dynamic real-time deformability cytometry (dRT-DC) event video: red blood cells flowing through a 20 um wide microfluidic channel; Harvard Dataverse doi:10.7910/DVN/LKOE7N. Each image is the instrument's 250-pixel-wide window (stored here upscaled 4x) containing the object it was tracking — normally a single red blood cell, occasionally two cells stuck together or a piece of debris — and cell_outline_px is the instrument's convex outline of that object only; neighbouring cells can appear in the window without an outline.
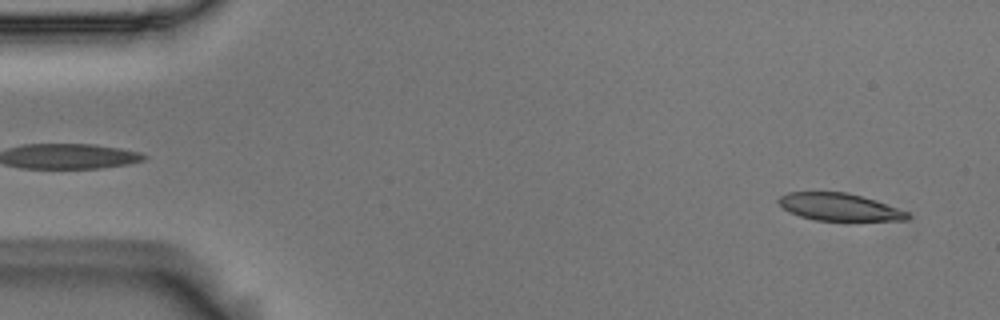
{"species": "Egyptian fruit bat (a non-hibernating species)", "species_latin": "Rousettus aegyptiacus", "temperature_condition": "room temperature", "stored_images_in_passage": 54, "camera_frame_rate_fps": 3000, "um_per_image_px": 0.085, "animal": {"sex": "male"}, "frame": {"image": 1, "passage_image": 3, "time_ms": 0.667, "image_size_px": [1000, 320], "cell_outline_px": [[912, 216], [908, 220], [816, 220], [800, 216], [788, 212], [776, 200], [780, 196], [788, 192], [848, 192], [908, 212]], "centroid_in_image_um": [71.29, 17.59], "position_along_channel_um": 13.7, "area_um2": 20.23}}
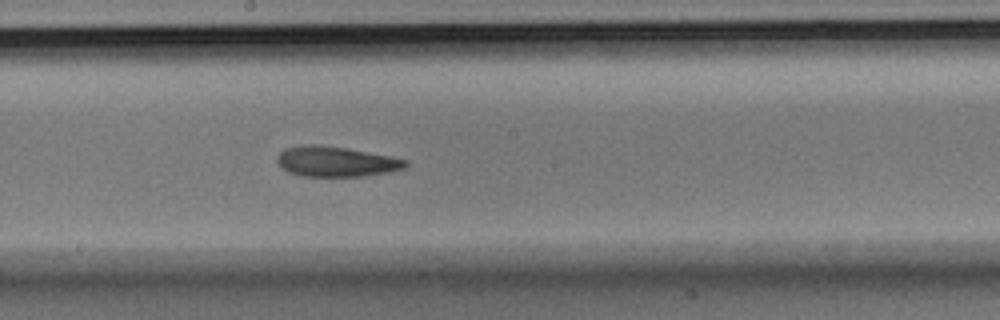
{"frame": {"image": 2, "passage_image": 29, "time_ms": 9.333, "image_size_px": [1000, 320], "cell_outline_px": [[408, 164], [404, 168], [388, 172], [364, 176], [304, 176], [288, 172], [276, 160], [276, 156], [284, 148], [304, 144], [320, 144], [348, 148], [392, 156], [408, 160]], "centroid_in_image_um": [28.56, 13.71], "position_along_channel_um": 219.6, "area_um2": 22.77}}
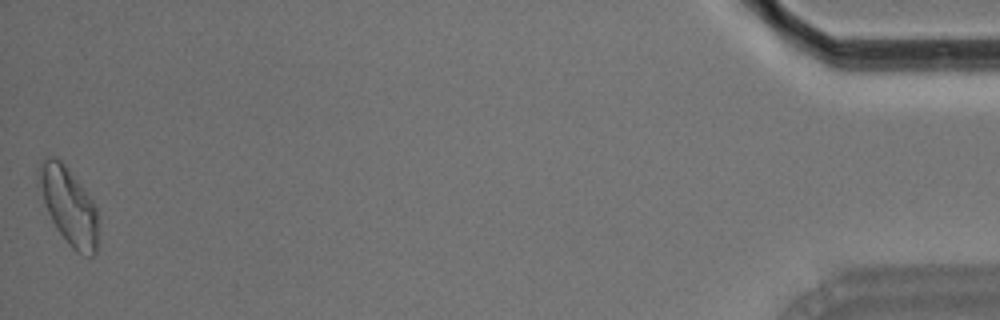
{"frame": {"image": 3, "passage_image": 54, "time_ms": 17.667, "image_size_px": [1000, 320], "cell_outline_px": [[96, 252], [92, 256], [88, 256], [76, 252], [68, 244], [56, 228], [48, 212], [36, 184], [36, 168], [48, 156], [56, 156], [64, 164], [80, 184], [92, 200], [96, 208]], "centroid_in_image_um": [5.77, 17.46], "position_along_channel_um": 429.4, "area_um2": 26.47}, "authors_computed_cell_mechanics": {"area_um2": 22.7443, "velocity_mm_per_s": 3.6474, "shape_relaxation_time_tau1_ms": 4.3156, "shape_relaxation_time_tau2_ms": 4.9913, "deformation_change_tau1": 0.1583, "deformation_change_tau2": 0.1441}}